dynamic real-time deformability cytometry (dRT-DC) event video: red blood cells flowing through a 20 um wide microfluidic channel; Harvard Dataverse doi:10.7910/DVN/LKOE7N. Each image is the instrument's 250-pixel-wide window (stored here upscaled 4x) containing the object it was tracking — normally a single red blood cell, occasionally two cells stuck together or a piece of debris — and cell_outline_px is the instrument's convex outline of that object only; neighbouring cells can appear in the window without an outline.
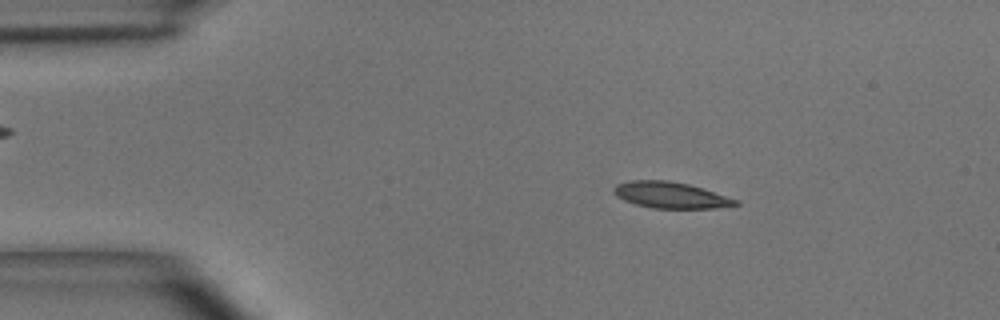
{"species": "common noctule bat (a hibernating species)", "species_latin": "Nyctalus noctula", "temperature_condition": "room temperature", "stored_images_in_passage": 48, "camera_frame_rate_fps": 3000, "um_per_image_px": 0.085, "animal": {"sex": "male", "body_mass_g": 15.6}, "frame": {"image": 1, "passage_image": 7, "time_ms": 2.0, "image_size_px": [1000, 320], "cell_outline_px": [[740, 204], [716, 208], [652, 208], [636, 204], [624, 200], [616, 196], [612, 192], [612, 188], [616, 184], [628, 180], [668, 180], [688, 184], [740, 200]], "centroid_in_image_um": [56.97, 16.58], "position_along_channel_um": 28.0, "area_um2": 18.67}}
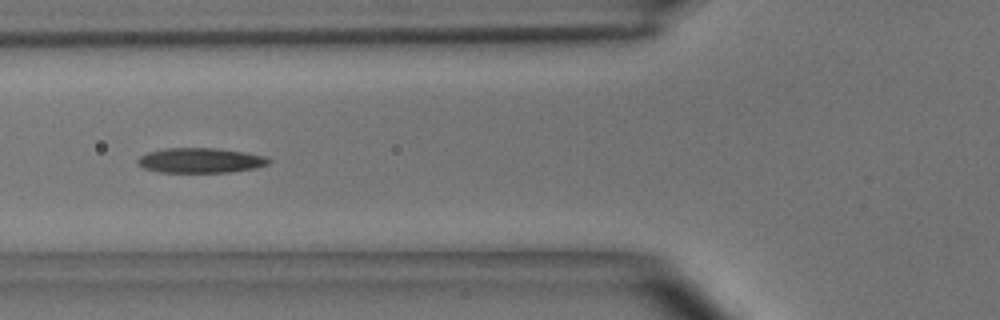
{"frame": {"image": 2, "passage_image": 17, "time_ms": 5.333, "image_size_px": [1000, 320], "cell_outline_px": [[272, 160], [268, 164], [256, 168], [228, 172], [160, 172], [144, 168], [136, 164], [136, 160], [140, 156], [148, 152], [164, 148], [212, 148], [244, 152], [264, 156]], "centroid_in_image_um": [17.0, 13.63], "position_along_channel_um": 108.8, "area_um2": 19.02}}
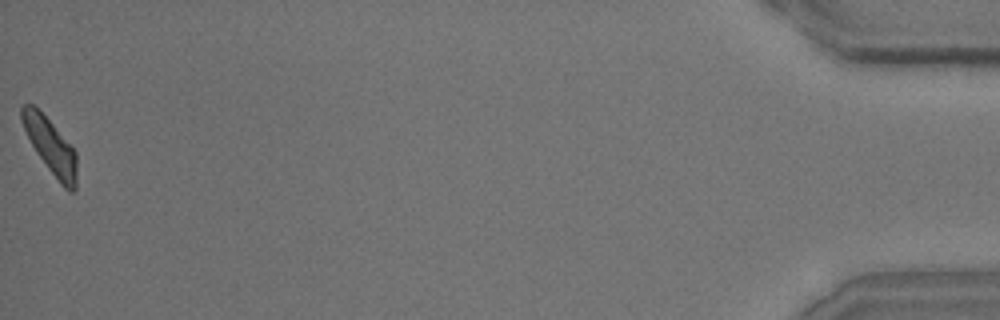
{"frame": {"image": 3, "passage_image": 48, "time_ms": 15.667, "image_size_px": [1000, 320], "cell_outline_px": [[76, 188], [72, 192], [68, 192], [60, 184], [36, 152], [20, 120], [20, 108], [24, 104], [32, 104], [52, 124], [76, 152]], "centroid_in_image_um": [4.29, 12.45], "position_along_channel_um": 430.9, "area_um2": 17.28}, "authors_computed_cell_mechanics": {"area_um2": 18.5249, "velocity_mm_per_s": 4.0564, "shape_relaxation_time_tau1_ms": 3.7476, "shape_relaxation_time_tau2_ms": 4.1059, "deformation_change_tau1": 0.1403, "deformation_change_tau2": 0.1234}}